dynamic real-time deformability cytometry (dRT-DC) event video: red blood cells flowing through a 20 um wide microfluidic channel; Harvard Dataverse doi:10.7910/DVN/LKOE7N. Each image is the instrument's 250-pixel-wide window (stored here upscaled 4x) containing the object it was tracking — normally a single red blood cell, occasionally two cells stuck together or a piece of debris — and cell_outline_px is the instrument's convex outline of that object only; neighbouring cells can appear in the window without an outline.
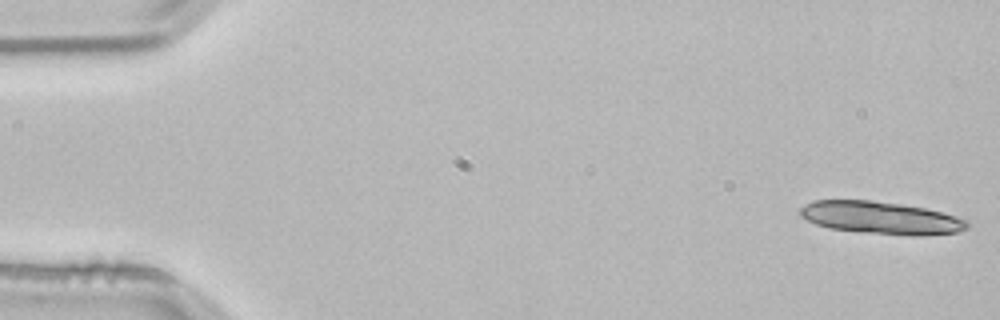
{"species": "common noctule bat (a hibernating species)", "species_latin": "Nyctalus noctula", "temperature_condition": "room temperature", "stored_images_in_passage": 7, "camera_frame_rate_fps": 3000, "um_per_image_px": 0.085, "animal": {"sex": "male", "body_mass_g": 21.5, "forearm_length_mm": 52.0}, "frame": {"image": 1, "passage_image": 1, "time_ms": 0.0, "image_size_px": [1000, 320], "cell_outline_px": [[968, 228], [956, 232], [920, 236], [912, 236], [864, 232], [828, 228], [816, 224], [800, 216], [800, 208], [804, 204], [812, 200], [872, 200], [900, 204], [924, 208], [956, 216], [968, 220]], "centroid_in_image_um": [74.86, 18.51], "position_along_channel_um": 10.1, "area_um2": 31.62}}